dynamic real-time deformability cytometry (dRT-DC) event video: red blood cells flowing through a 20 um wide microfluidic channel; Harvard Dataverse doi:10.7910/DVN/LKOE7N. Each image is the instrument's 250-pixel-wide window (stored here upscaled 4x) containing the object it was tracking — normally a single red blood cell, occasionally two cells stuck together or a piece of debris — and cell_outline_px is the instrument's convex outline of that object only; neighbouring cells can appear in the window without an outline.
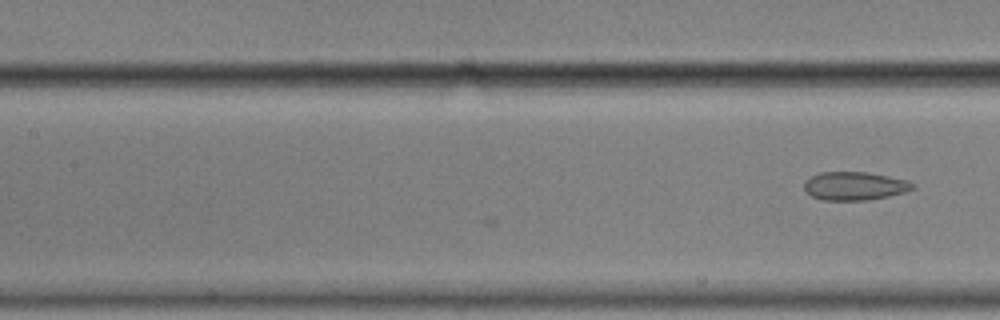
{"species": "common noctule bat (a hibernating species)", "species_latin": "Nyctalus noctula", "temperature_condition": "cold", "stored_images_in_passage": 10, "camera_frame_rate_fps": 3000, "um_per_image_px": 0.085, "animal": {"sex": "male", "body_mass_g": 17.9}, "frame": {"image": 1, "passage_image": 10, "time_ms": 3.0, "image_size_px": [1000, 320], "cell_outline_px": [[916, 188], [904, 192], [888, 196], [868, 200], [820, 200], [812, 196], [804, 188], [804, 180], [820, 172], [868, 172], [908, 180]], "centroid_in_image_um": [72.63, 15.8], "position_along_channel_um": 134.8, "area_um2": 17.92}}